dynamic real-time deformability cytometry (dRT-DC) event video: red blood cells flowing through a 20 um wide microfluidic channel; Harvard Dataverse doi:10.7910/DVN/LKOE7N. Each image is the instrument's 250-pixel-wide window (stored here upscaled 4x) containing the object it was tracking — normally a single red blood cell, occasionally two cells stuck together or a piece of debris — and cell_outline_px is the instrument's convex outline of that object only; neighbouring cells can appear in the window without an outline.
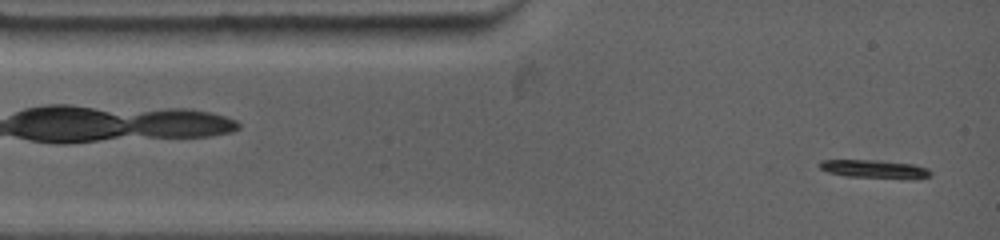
{"species": "common noctule bat (a hibernating species)", "species_latin": "Nyctalus noctula", "temperature_condition": "warm", "stored_images_in_passage": 41, "camera_frame_rate_fps": 4500, "um_per_image_px": 0.085, "animal": {"sex": "female", "body_mass_g": 19.0, "forearm_length_mm": 53.3}, "frame": {"image": 1, "passage_image": 2, "time_ms": 0.444, "image_size_px": [1000, 240], "cell_outline_px": [[932, 172], [928, 176], [844, 176], [828, 172], [820, 168], [820, 160], [880, 160], [912, 164], [928, 168]], "centroid_in_image_um": [74.2, 14.31], "position_along_channel_um": 10.8, "area_um2": 10.87}}
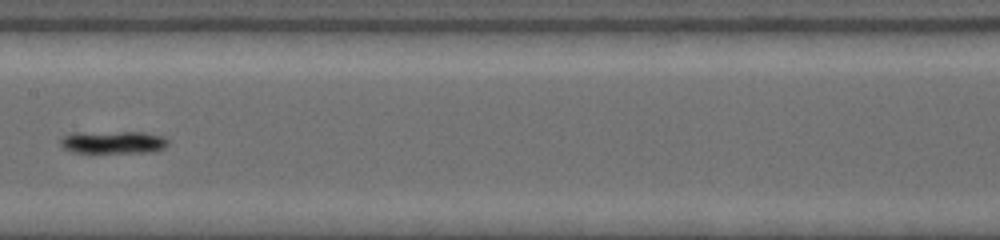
{"frame": {"image": 2, "passage_image": 16, "time_ms": 6.222, "image_size_px": [1000, 240], "cell_outline_px": [[168, 144], [164, 148], [156, 152], [72, 152], [64, 148], [60, 144], [60, 140], [64, 136], [72, 132], [144, 132], [164, 136], [168, 140]], "centroid_in_image_um": [9.65, 12.08], "position_along_channel_um": 197.8, "area_um2": 14.28}}
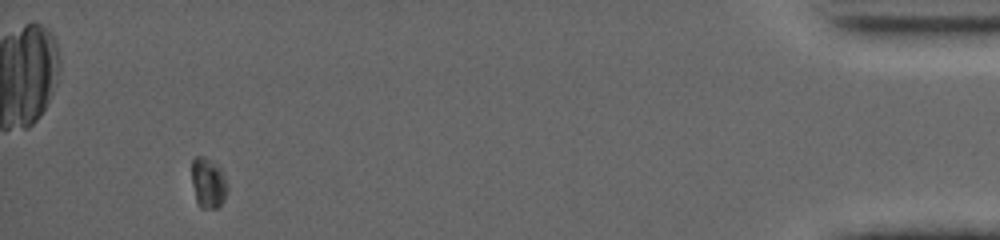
{"frame": {"image": 3, "passage_image": 36, "time_ms": 14.667, "image_size_px": [1000, 240], "cell_outline_px": [[228, 192], [224, 200], [216, 208], [200, 208], [196, 200], [192, 184], [192, 160], [196, 156], [204, 156], [224, 176], [228, 184]], "centroid_in_image_um": [17.68, 15.6], "position_along_channel_um": 417.5, "area_um2": 10.17}, "authors_computed_cell_mechanics": {"area_um2": 12.3114, "velocity_mm_per_s": 3.8221, "shape_relaxation_time_tau1_ms": 3.7246, "shape_relaxation_time_tau2_ms": null, "deformation_change_tau1": 0.1899, "deformation_change_tau2": null}}